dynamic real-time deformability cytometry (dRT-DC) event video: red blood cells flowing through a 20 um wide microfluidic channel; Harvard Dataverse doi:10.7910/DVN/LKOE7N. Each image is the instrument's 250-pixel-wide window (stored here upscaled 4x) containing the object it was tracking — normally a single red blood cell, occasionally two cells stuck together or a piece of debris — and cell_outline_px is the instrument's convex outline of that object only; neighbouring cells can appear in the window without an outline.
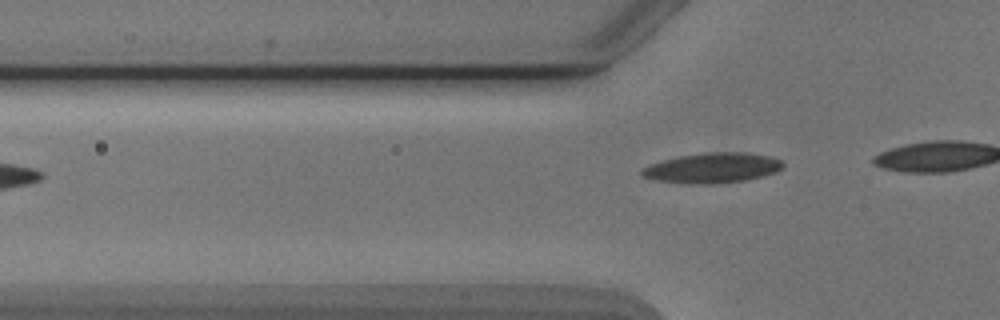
{"species": "Egyptian fruit bat (a non-hibernating species)", "species_latin": "Rousettus aegyptiacus", "temperature_condition": "cold", "stored_images_in_passage": 3, "camera_frame_rate_fps": 3000, "um_per_image_px": 0.085, "animal": {"sex": "male"}, "frame": {"image": 1, "passage_image": 3, "time_ms": 2.333, "image_size_px": [1000, 320], "cell_outline_px": [[784, 168], [776, 172], [764, 176], [744, 180], [708, 184], [700, 184], [660, 180], [644, 176], [640, 172], [644, 168], [652, 164], [664, 160], [680, 156], [704, 152], [744, 152], [772, 156], [780, 160], [784, 164]], "centroid_in_image_um": [60.66, 14.25], "position_along_channel_um": 65.1, "area_um2": 24.39}}